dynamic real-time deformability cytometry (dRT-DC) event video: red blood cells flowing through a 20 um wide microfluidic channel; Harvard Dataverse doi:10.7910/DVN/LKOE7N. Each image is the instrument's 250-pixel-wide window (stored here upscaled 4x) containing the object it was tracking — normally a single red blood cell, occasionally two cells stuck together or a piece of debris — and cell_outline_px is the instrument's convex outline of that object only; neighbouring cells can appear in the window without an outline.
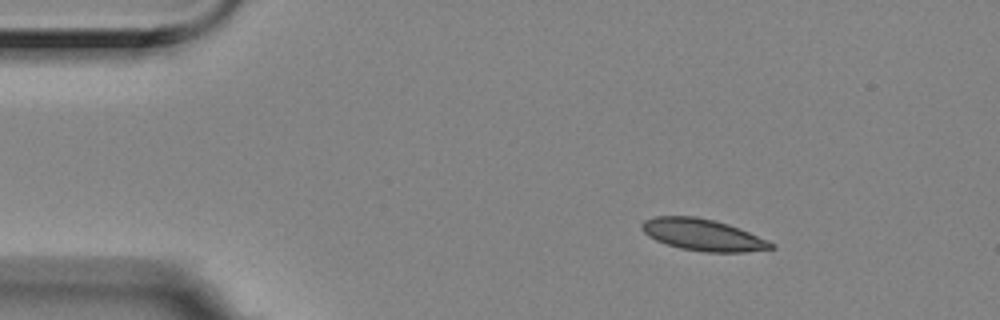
{"species": "Egyptian fruit bat (a non-hibernating species)", "species_latin": "Rousettus aegyptiacus", "temperature_condition": "room temperature", "stored_images_in_passage": 5, "camera_frame_rate_fps": 3000, "um_per_image_px": 0.085, "animal": {"sex": "female"}, "frame": {"image": 1, "passage_image": 1, "time_ms": 0.0, "image_size_px": [1000, 320], "cell_outline_px": [[776, 248], [744, 252], [704, 252], [680, 248], [656, 240], [648, 236], [640, 228], [640, 224], [644, 220], [656, 216], [696, 216], [728, 224], [740, 228], [776, 244]], "centroid_in_image_um": [59.74, 19.96], "position_along_channel_um": 25.3, "area_um2": 23.87}}
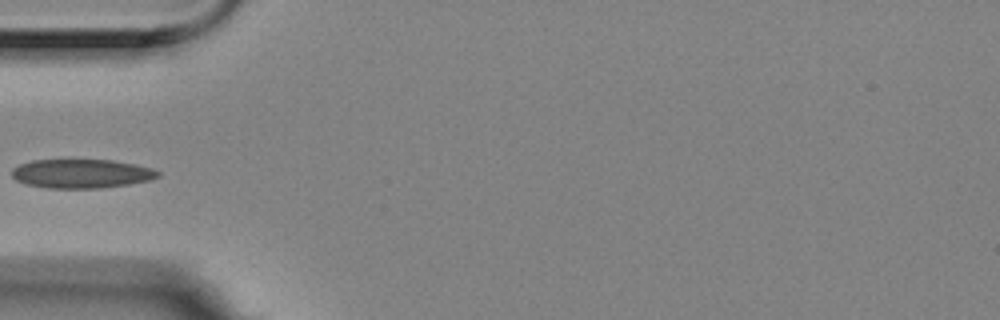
{"frame": {"image": 2, "passage_image": 4, "time_ms": 1.0, "image_size_px": [1000, 320], "cell_outline_px": [[160, 176], [148, 180], [128, 184], [100, 188], [44, 188], [24, 184], [16, 180], [12, 176], [12, 168], [20, 164], [32, 160], [112, 160], [152, 168], [160, 172]], "centroid_in_image_um": [6.88, 14.76], "position_along_channel_um": 78.1, "area_um2": 24.62}}
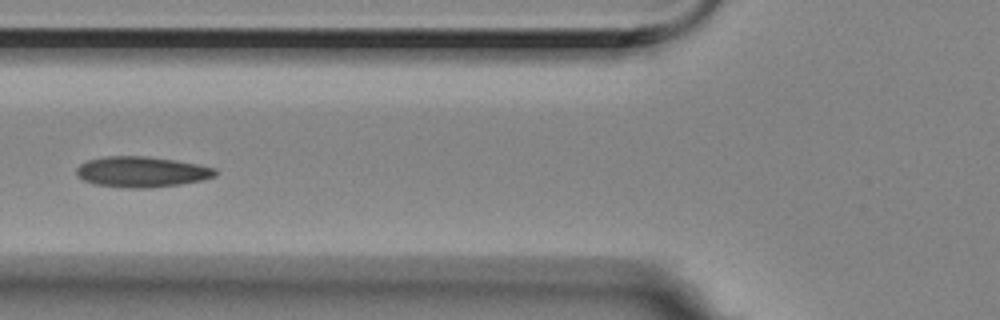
{"frame": {"image": 3, "passage_image": 5, "time_ms": 1.333, "image_size_px": [1000, 320], "cell_outline_px": [[220, 172], [216, 176], [204, 180], [180, 184], [144, 188], [128, 188], [96, 184], [84, 180], [76, 176], [76, 168], [80, 164], [88, 160], [104, 156], [148, 156], [176, 160], [200, 164], [216, 168]], "centroid_in_image_um": [12.09, 14.6], "position_along_channel_um": 113.7, "area_um2": 25.03}}